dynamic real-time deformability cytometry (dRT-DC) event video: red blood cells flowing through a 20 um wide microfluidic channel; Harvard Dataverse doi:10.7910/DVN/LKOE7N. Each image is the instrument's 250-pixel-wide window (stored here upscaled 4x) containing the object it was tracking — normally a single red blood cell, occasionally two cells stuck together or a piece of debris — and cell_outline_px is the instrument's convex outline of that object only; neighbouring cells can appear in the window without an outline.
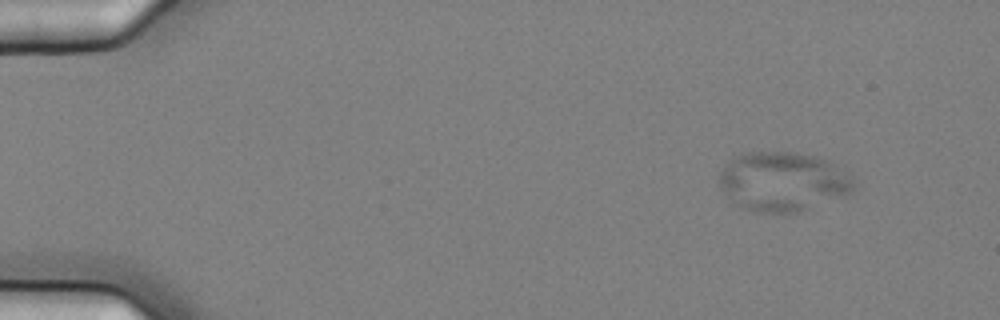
{"species": "common noctule bat (a hibernating species)", "species_latin": "Nyctalus noctula", "temperature_condition": "cold", "stored_images_in_passage": 5, "camera_frame_rate_fps": 3000, "um_per_image_px": 0.085, "animal": {"sex": "female", "body_mass_g": 25.1}, "frame": {"image": 1, "passage_image": 1, "time_ms": 0.0, "image_size_px": [1000, 320], "cell_outline_px": [[856, 188], [852, 192], [796, 212], [760, 212], [740, 208], [720, 188], [720, 172], [728, 160], [744, 152], [792, 152], [816, 156], [828, 160], [848, 172], [856, 180]], "centroid_in_image_um": [66.56, 15.41], "position_along_channel_um": 18.4, "area_um2": 46.41}}
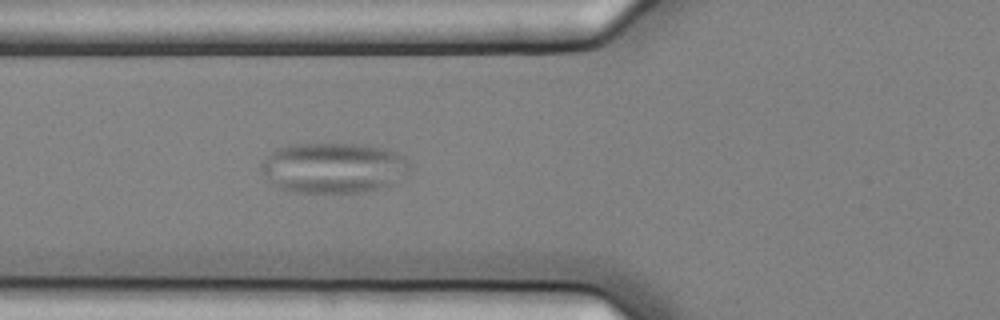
{"frame": {"image": 2, "passage_image": 5, "time_ms": 1.333, "image_size_px": [1000, 320], "cell_outline_px": [[408, 176], [380, 188], [360, 192], [296, 192], [280, 188], [272, 184], [264, 176], [260, 168], [260, 164], [276, 148], [288, 144], [356, 144], [388, 148], [404, 156], [408, 160]], "centroid_in_image_um": [28.34, 14.25], "position_along_channel_um": 97.5, "area_um2": 43.81}}